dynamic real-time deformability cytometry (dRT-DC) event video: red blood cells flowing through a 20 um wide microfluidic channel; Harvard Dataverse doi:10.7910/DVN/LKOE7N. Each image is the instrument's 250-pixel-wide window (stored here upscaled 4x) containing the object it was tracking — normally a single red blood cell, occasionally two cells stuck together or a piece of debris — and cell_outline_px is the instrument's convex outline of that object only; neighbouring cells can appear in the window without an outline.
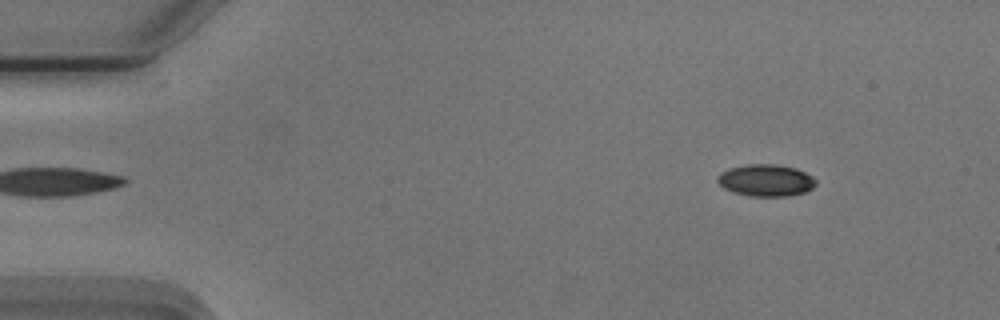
{"species": "Egyptian fruit bat (a non-hibernating species)", "species_latin": "Rousettus aegyptiacus", "temperature_condition": "cold", "stored_images_in_passage": 29, "camera_frame_rate_fps": 3000, "um_per_image_px": 0.085, "animal": {"sex": "male"}, "frame": {"image": 1, "passage_image": 1, "time_ms": 0.0, "image_size_px": [1000, 320], "cell_outline_px": [[816, 184], [812, 188], [804, 192], [788, 196], [748, 196], [732, 192], [724, 188], [716, 180], [716, 176], [720, 172], [732, 168], [748, 164], [776, 164], [796, 168], [812, 176], [816, 180]], "centroid_in_image_um": [65.09, 15.33], "position_along_channel_um": 19.9, "area_um2": 18.32}}
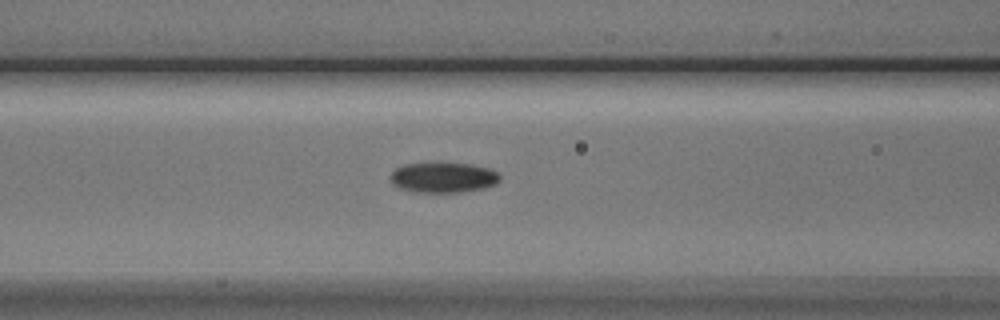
{"frame": {"image": 2, "passage_image": 17, "time_ms": 5.333, "image_size_px": [1000, 320], "cell_outline_px": [[500, 180], [496, 184], [480, 188], [460, 192], [416, 192], [400, 188], [392, 184], [388, 176], [396, 168], [404, 164], [468, 164], [488, 168], [496, 172], [500, 176]], "centroid_in_image_um": [37.63, 15.1], "position_along_channel_um": 129.0, "area_um2": 18.96}}
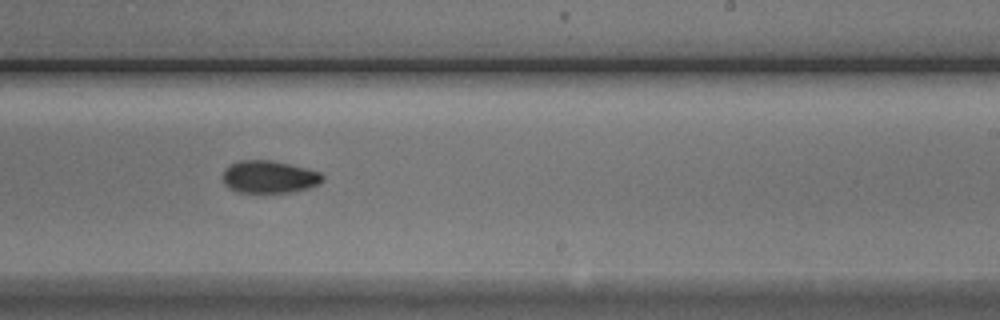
{"frame": {"image": 3, "passage_image": 28, "time_ms": 9.0, "image_size_px": [1000, 320], "cell_outline_px": [[324, 180], [320, 184], [308, 188], [292, 192], [236, 192], [228, 188], [224, 184], [224, 168], [240, 160], [272, 160], [320, 172], [324, 176]], "centroid_in_image_um": [22.89, 15.04], "position_along_channel_um": 266.1, "area_um2": 18.84}}